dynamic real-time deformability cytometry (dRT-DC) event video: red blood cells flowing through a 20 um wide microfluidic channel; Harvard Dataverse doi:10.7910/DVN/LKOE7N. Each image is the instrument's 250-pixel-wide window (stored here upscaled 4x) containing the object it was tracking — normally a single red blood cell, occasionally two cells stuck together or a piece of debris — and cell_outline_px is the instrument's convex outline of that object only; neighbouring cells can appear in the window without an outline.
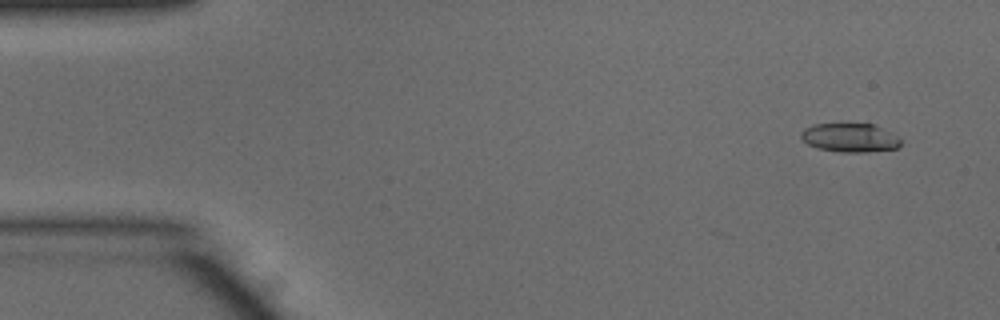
{"species": "common noctule bat (a hibernating species)", "species_latin": "Nyctalus noctula", "temperature_condition": "warm", "stored_images_in_passage": 7, "camera_frame_rate_fps": 3000, "um_per_image_px": 0.085, "animal": {"sex": "male", "body_mass_g": 15.6}, "frame": {"image": 1, "passage_image": 3, "time_ms": 0.667, "image_size_px": [1000, 320], "cell_outline_px": [[900, 144], [896, 148], [864, 152], [840, 152], [816, 148], [808, 144], [800, 136], [800, 132], [804, 128], [812, 124], [872, 124], [896, 136], [900, 140]], "centroid_in_image_um": [72.17, 11.71], "position_along_channel_um": 12.8, "area_um2": 16.47}}